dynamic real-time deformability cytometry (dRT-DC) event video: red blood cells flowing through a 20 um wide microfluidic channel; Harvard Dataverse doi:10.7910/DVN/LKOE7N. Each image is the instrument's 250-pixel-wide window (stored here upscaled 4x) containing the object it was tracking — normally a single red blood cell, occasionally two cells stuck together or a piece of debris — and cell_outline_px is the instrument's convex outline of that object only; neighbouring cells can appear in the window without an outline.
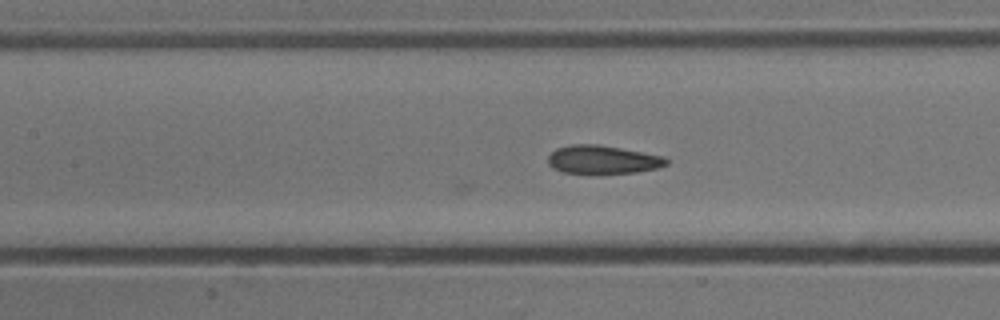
{"species": "common noctule bat (a hibernating species)", "species_latin": "Nyctalus noctula", "temperature_condition": "cold", "stored_images_in_passage": 17, "camera_frame_rate_fps": 3000, "um_per_image_px": 0.085, "animal": {"sex": "male", "body_mass_g": 13.3}, "frame": {"image": 1, "passage_image": 17, "time_ms": 5.333, "image_size_px": [1000, 320], "cell_outline_px": [[668, 164], [656, 168], [636, 172], [564, 172], [552, 168], [548, 164], [548, 156], [556, 148], [572, 144], [596, 144], [620, 148], [664, 156], [668, 160]], "centroid_in_image_um": [51.21, 13.54], "position_along_channel_um": 156.2, "area_um2": 19.13}}